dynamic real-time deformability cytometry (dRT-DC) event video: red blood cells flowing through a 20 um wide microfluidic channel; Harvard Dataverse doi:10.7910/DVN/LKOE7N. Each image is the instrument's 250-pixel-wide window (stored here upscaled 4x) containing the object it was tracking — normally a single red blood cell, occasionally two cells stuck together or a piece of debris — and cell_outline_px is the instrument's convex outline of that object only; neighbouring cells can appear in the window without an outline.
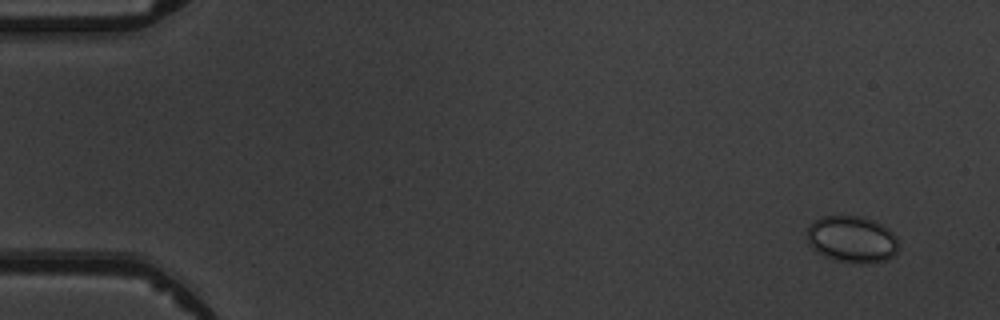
{"species": "common noctule bat (a hibernating species)", "species_latin": "Nyctalus noctula", "temperature_condition": "warm", "stored_images_in_passage": 6, "camera_frame_rate_fps": 3000, "um_per_image_px": 0.085, "animal": {"sex": "male", "body_mass_g": 19.5, "forearm_length_mm": 54.6}, "frame": {"image": 1, "passage_image": 1, "time_ms": 0.0, "image_size_px": [1000, 320], "cell_outline_px": [[896, 256], [888, 260], [860, 264], [836, 260], [824, 256], [816, 252], [812, 248], [808, 240], [808, 228], [812, 220], [820, 216], [860, 216], [884, 224], [896, 236]], "centroid_in_image_um": [72.41, 20.34], "position_along_channel_um": 12.6, "area_um2": 25.09}}
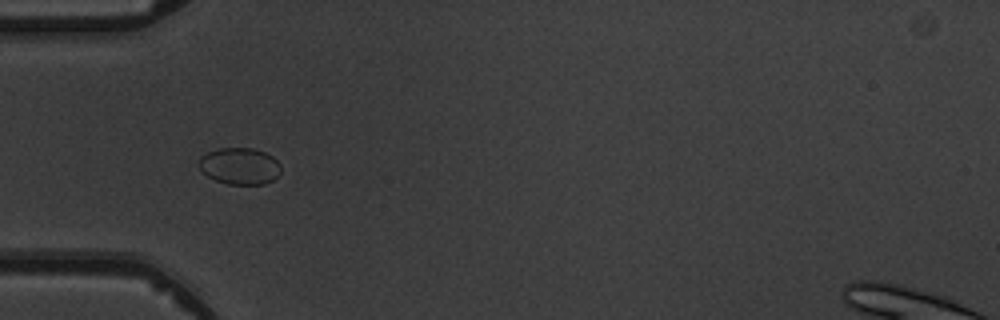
{"frame": {"image": 2, "passage_image": 5, "time_ms": 4.667, "image_size_px": [1000, 320], "cell_outline_px": [[280, 172], [272, 180], [264, 184], [228, 184], [216, 180], [200, 172], [200, 156], [208, 152], [220, 148], [252, 148], [264, 152], [272, 156], [280, 164]], "centroid_in_image_um": [20.36, 14.11], "position_along_channel_um": 64.6, "area_um2": 17.4}}
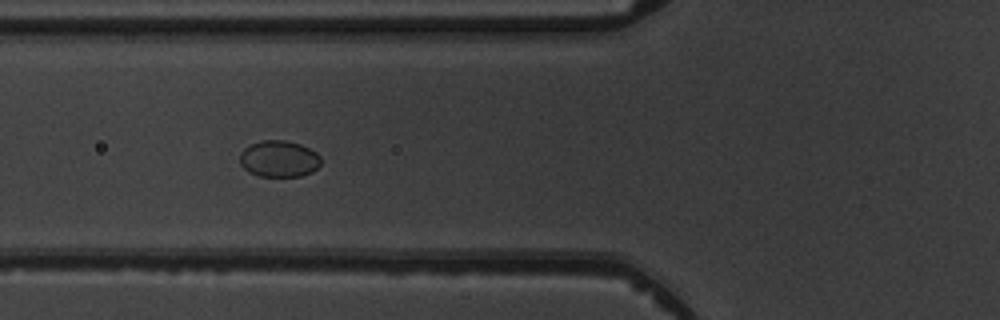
{"frame": {"image": 3, "passage_image": 6, "time_ms": 5.667, "image_size_px": [1000, 320], "cell_outline_px": [[320, 164], [312, 172], [300, 176], [260, 176], [248, 172], [240, 164], [240, 152], [244, 148], [252, 144], [264, 140], [284, 140], [300, 144], [316, 152], [320, 156]], "centroid_in_image_um": [23.7, 13.5], "position_along_channel_um": 102.1, "area_um2": 17.17}}